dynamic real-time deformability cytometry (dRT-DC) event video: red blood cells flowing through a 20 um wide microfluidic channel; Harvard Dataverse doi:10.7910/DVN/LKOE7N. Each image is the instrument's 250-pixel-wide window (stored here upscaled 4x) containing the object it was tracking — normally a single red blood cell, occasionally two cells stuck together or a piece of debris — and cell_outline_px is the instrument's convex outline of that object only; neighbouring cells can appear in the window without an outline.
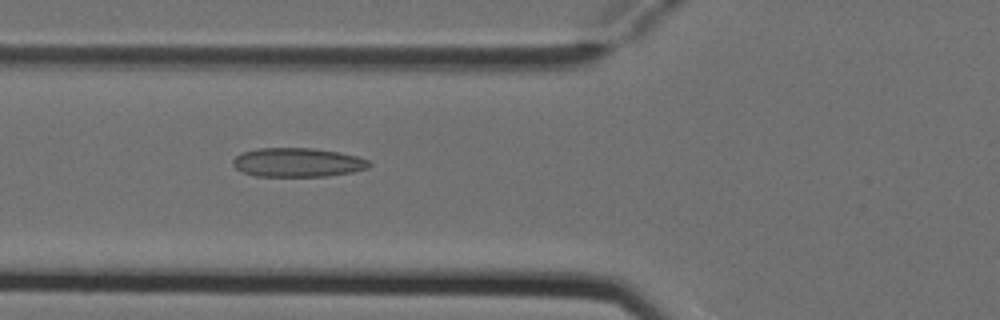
{"species": "Egyptian fruit bat (a non-hibernating species)", "species_latin": "Rousettus aegyptiacus", "temperature_condition": "cold", "stored_images_in_passage": 7, "camera_frame_rate_fps": 3000, "um_per_image_px": 0.085, "animal": {"sex": "female"}, "frame": {"image": 1, "passage_image": 5, "time_ms": 1.333, "image_size_px": [1000, 320], "cell_outline_px": [[372, 164], [368, 168], [352, 172], [328, 176], [256, 176], [244, 172], [236, 168], [232, 164], [232, 160], [236, 156], [244, 152], [260, 148], [312, 148], [340, 152], [356, 156], [368, 160]], "centroid_in_image_um": [25.32, 13.8], "position_along_channel_um": 100.5, "area_um2": 22.95}}
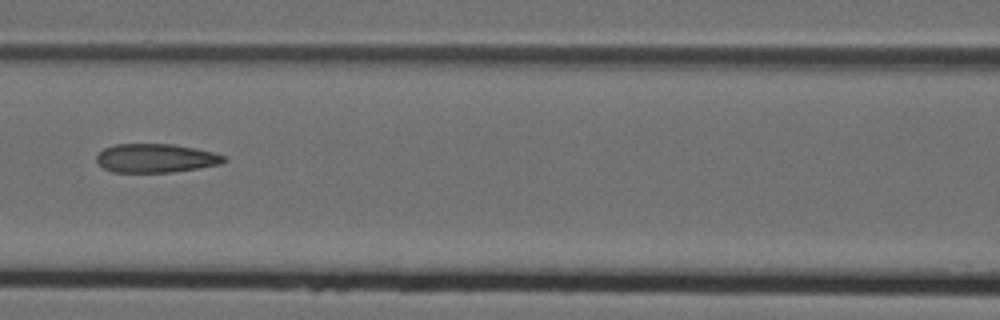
{"frame": {"image": 2, "passage_image": 6, "time_ms": 1.667, "image_size_px": [1000, 320], "cell_outline_px": [[228, 160], [220, 164], [172, 172], [112, 172], [104, 168], [96, 160], [96, 156], [104, 148], [116, 144], [172, 144], [196, 148], [212, 152], [224, 156]], "centroid_in_image_um": [13.23, 13.44], "position_along_channel_um": 153.4, "area_um2": 21.21}}
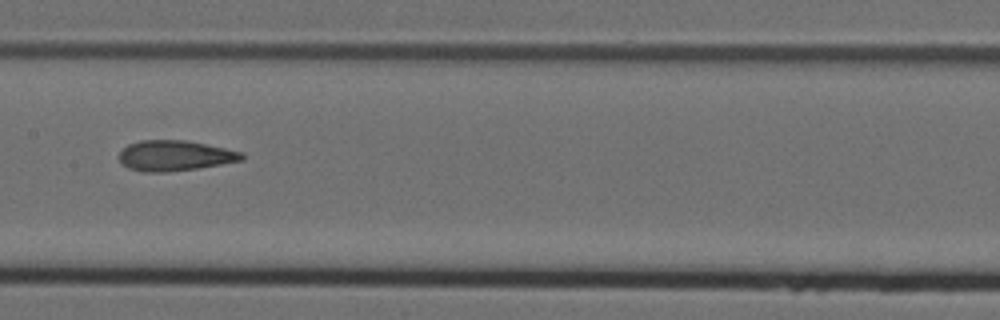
{"frame": {"image": 3, "passage_image": 7, "time_ms": 2.0, "image_size_px": [1000, 320], "cell_outline_px": [[244, 160], [196, 168], [168, 172], [144, 172], [128, 168], [120, 164], [120, 152], [128, 144], [140, 140], [184, 140], [244, 152]], "centroid_in_image_um": [14.84, 13.23], "position_along_channel_um": 192.6, "area_um2": 21.68}}